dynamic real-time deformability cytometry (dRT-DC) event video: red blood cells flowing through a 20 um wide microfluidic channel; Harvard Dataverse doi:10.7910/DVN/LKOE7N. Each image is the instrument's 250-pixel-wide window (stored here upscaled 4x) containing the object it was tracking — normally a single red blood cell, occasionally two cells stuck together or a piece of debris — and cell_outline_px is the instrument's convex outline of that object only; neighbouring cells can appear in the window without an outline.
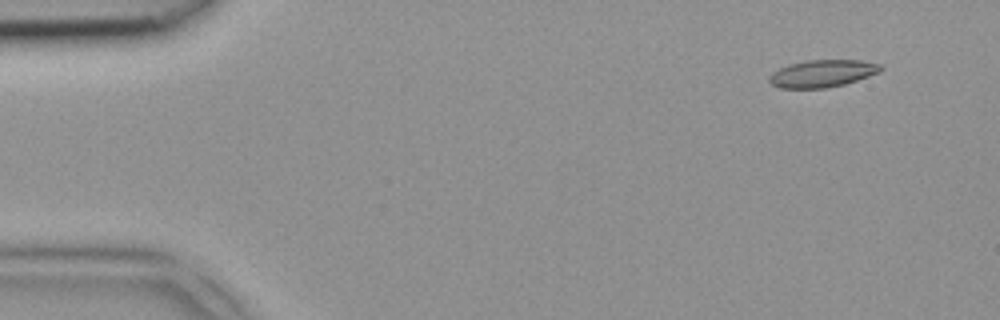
{"species": "common noctule bat (a hibernating species)", "species_latin": "Nyctalus noctula", "temperature_condition": "room temperature", "stored_images_in_passage": 2, "camera_frame_rate_fps": 3000, "um_per_image_px": 0.085, "animal": {"sex": "female", "body_mass_g": 18.4}, "frame": {"image": 1, "passage_image": 1, "time_ms": 0.0, "image_size_px": [1000, 320], "cell_outline_px": [[884, 68], [880, 72], [844, 84], [824, 88], [780, 88], [772, 84], [768, 80], [768, 76], [772, 72], [788, 64], [804, 60], [860, 60], [880, 64]], "centroid_in_image_um": [69.88, 6.24], "position_along_channel_um": 15.1, "area_um2": 17.74}}